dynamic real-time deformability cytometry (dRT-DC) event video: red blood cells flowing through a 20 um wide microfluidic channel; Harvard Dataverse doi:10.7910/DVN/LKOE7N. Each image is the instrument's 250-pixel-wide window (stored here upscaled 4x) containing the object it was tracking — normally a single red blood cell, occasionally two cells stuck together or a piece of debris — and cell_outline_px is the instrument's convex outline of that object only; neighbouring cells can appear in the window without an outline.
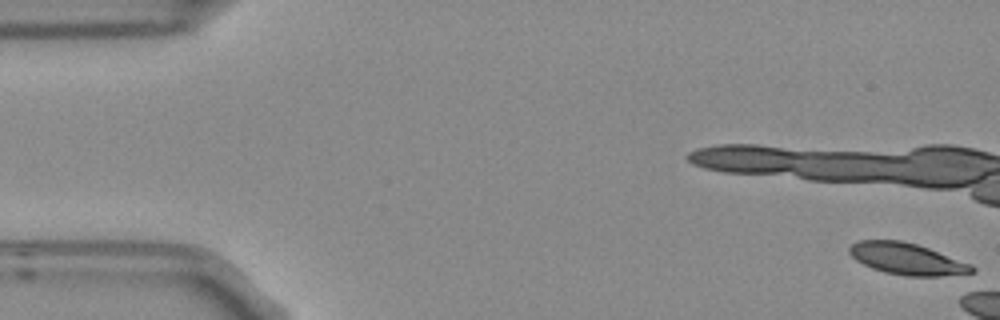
{"species": "Egyptian fruit bat (a non-hibernating species)", "species_latin": "Rousettus aegyptiacus", "temperature_condition": "room temperature", "stored_images_in_passage": 5, "camera_frame_rate_fps": 3000, "um_per_image_px": 0.085, "frame": {"image": 1, "passage_image": 1, "time_ms": 0.0, "image_size_px": [1000, 320], "cell_outline_px": [[976, 272], [968, 276], [904, 276], [884, 272], [872, 268], [856, 260], [848, 252], [848, 248], [852, 244], [860, 240], [900, 240], [916, 244], [928, 248], [972, 264], [976, 268]], "centroid_in_image_um": [77.18, 22.03], "position_along_channel_um": 7.8, "area_um2": 22.95}}